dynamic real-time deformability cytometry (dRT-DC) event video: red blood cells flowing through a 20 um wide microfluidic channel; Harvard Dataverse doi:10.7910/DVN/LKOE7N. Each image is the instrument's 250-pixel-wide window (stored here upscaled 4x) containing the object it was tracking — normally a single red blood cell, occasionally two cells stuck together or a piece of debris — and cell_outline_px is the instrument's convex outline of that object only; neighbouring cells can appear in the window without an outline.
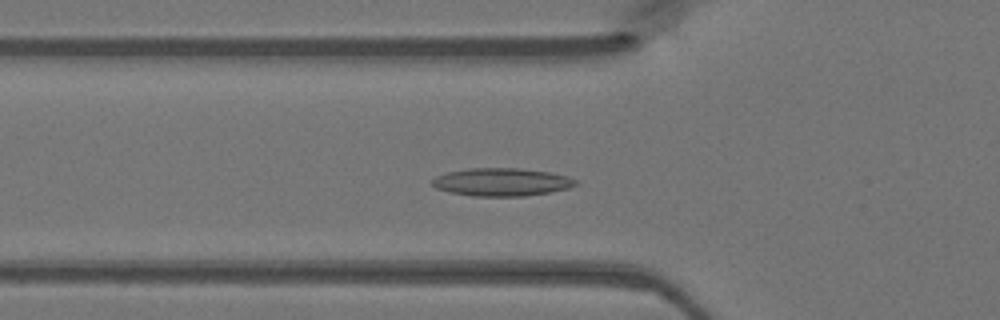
{"species": "Egyptian fruit bat (a non-hibernating species)", "species_latin": "Rousettus aegyptiacus", "temperature_condition": "warm", "stored_images_in_passage": 43, "camera_frame_rate_fps": 3000, "um_per_image_px": 0.085, "animal": {"sex": "female"}, "frame": {"image": 1, "passage_image": 12, "time_ms": 3.667, "image_size_px": [1000, 320], "cell_outline_px": [[580, 184], [568, 188], [548, 192], [524, 196], [472, 196], [448, 192], [436, 188], [432, 184], [432, 180], [436, 176], [448, 172], [468, 168], [520, 168], [548, 172], [568, 176], [576, 180]], "centroid_in_image_um": [42.64, 15.47], "position_along_channel_um": 83.2, "area_um2": 23.35}}
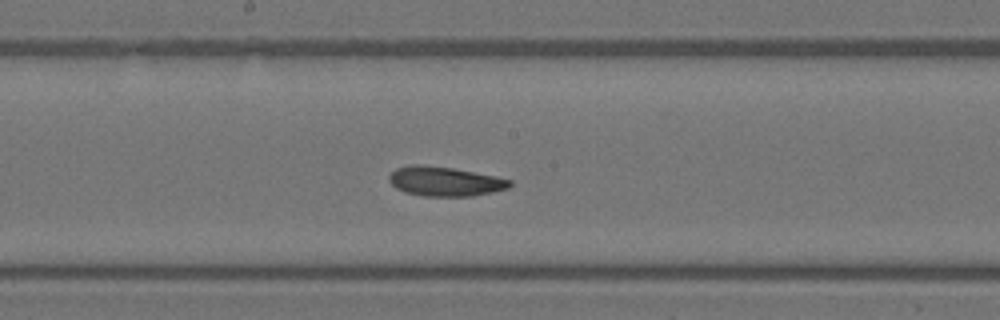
{"frame": {"image": 2, "passage_image": 21, "time_ms": 6.667, "image_size_px": [1000, 320], "cell_outline_px": [[512, 184], [508, 188], [492, 192], [472, 196], [424, 196], [404, 192], [396, 188], [388, 180], [388, 176], [396, 168], [408, 164], [420, 164], [452, 168], [496, 176], [512, 180]], "centroid_in_image_um": [37.79, 15.41], "position_along_channel_um": 210.4, "area_um2": 20.81}}
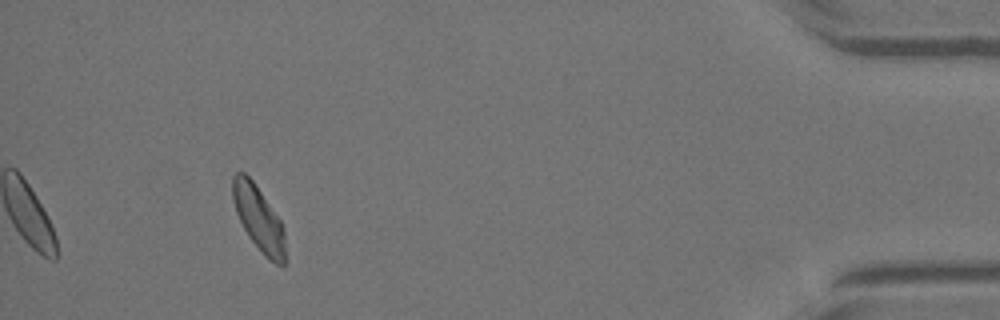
{"frame": {"image": 3, "passage_image": 40, "time_ms": 13.0, "image_size_px": [1000, 320], "cell_outline_px": [[284, 264], [276, 264], [268, 260], [264, 256], [248, 236], [236, 212], [232, 196], [232, 176], [236, 172], [244, 172], [252, 180], [280, 220], [284, 228]], "centroid_in_image_um": [21.96, 18.56], "position_along_channel_um": 413.2, "area_um2": 19.54}}